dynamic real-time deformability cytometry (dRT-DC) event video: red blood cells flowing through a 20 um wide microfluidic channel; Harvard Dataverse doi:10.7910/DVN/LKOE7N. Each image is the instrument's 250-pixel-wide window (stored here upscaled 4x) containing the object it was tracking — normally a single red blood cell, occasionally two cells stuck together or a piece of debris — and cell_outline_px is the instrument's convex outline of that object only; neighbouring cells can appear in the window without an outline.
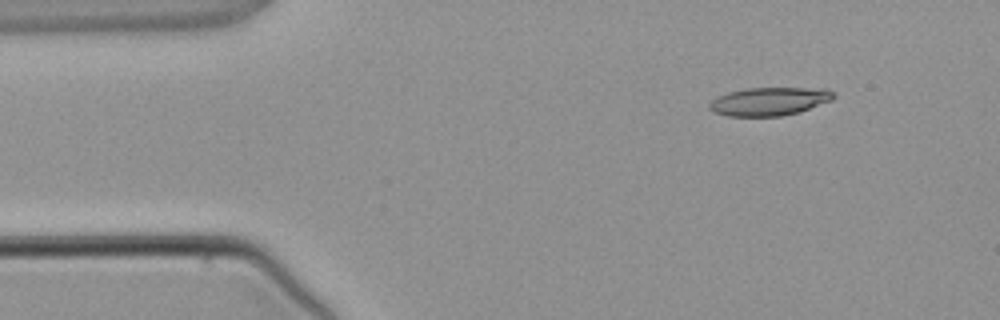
{"species": "common noctule bat (a hibernating species)", "species_latin": "Nyctalus noctula", "temperature_condition": "warm", "stored_images_in_passage": 4, "camera_frame_rate_fps": 3000, "um_per_image_px": 0.085, "animal": {"sex": "male", "body_mass_g": 21.5, "forearm_length_mm": 52.0}, "frame": {"image": 1, "passage_image": 1, "time_ms": 0.0, "image_size_px": [1000, 320], "cell_outline_px": [[836, 96], [832, 100], [800, 112], [780, 116], [728, 116], [716, 112], [708, 108], [708, 104], [716, 96], [728, 92], [744, 88], [828, 88], [836, 92]], "centroid_in_image_um": [65.42, 8.6], "position_along_channel_um": 19.6, "area_um2": 20.69}}
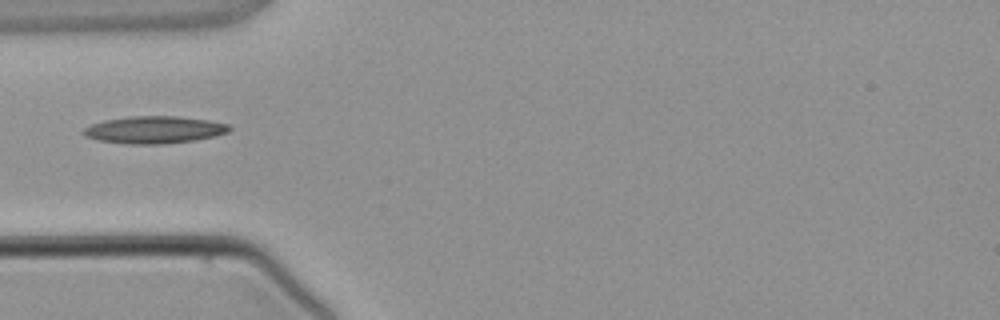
{"frame": {"image": 2, "passage_image": 3, "time_ms": 2.667, "image_size_px": [1000, 320], "cell_outline_px": [[232, 128], [228, 132], [216, 136], [196, 140], [160, 144], [128, 144], [100, 140], [84, 136], [80, 132], [84, 128], [92, 124], [104, 120], [128, 116], [176, 116], [208, 120], [228, 124]], "centroid_in_image_um": [13.11, 11.03], "position_along_channel_um": 71.9, "area_um2": 23.24}}